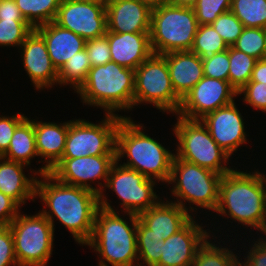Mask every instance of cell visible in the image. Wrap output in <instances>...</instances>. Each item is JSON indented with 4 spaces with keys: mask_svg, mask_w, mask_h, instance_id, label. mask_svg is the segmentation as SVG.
I'll list each match as a JSON object with an SVG mask.
<instances>
[{
    "mask_svg": "<svg viewBox=\"0 0 266 266\" xmlns=\"http://www.w3.org/2000/svg\"><path fill=\"white\" fill-rule=\"evenodd\" d=\"M204 76L229 81V48L222 52L216 53L210 59H202Z\"/></svg>",
    "mask_w": 266,
    "mask_h": 266,
    "instance_id": "obj_38",
    "label": "cell"
},
{
    "mask_svg": "<svg viewBox=\"0 0 266 266\" xmlns=\"http://www.w3.org/2000/svg\"><path fill=\"white\" fill-rule=\"evenodd\" d=\"M54 22L85 40L100 38L107 31L106 4L61 0Z\"/></svg>",
    "mask_w": 266,
    "mask_h": 266,
    "instance_id": "obj_15",
    "label": "cell"
},
{
    "mask_svg": "<svg viewBox=\"0 0 266 266\" xmlns=\"http://www.w3.org/2000/svg\"><path fill=\"white\" fill-rule=\"evenodd\" d=\"M205 227L193 216L180 230L164 240L156 266H192L198 248L210 235L215 234Z\"/></svg>",
    "mask_w": 266,
    "mask_h": 266,
    "instance_id": "obj_17",
    "label": "cell"
},
{
    "mask_svg": "<svg viewBox=\"0 0 266 266\" xmlns=\"http://www.w3.org/2000/svg\"><path fill=\"white\" fill-rule=\"evenodd\" d=\"M243 118L234 101L205 115L200 121L214 141L232 157L241 146H245L243 144L249 143Z\"/></svg>",
    "mask_w": 266,
    "mask_h": 266,
    "instance_id": "obj_16",
    "label": "cell"
},
{
    "mask_svg": "<svg viewBox=\"0 0 266 266\" xmlns=\"http://www.w3.org/2000/svg\"><path fill=\"white\" fill-rule=\"evenodd\" d=\"M35 30L45 40L48 54L57 70L76 53L85 49L84 38L60 27L54 21L38 26Z\"/></svg>",
    "mask_w": 266,
    "mask_h": 266,
    "instance_id": "obj_24",
    "label": "cell"
},
{
    "mask_svg": "<svg viewBox=\"0 0 266 266\" xmlns=\"http://www.w3.org/2000/svg\"><path fill=\"white\" fill-rule=\"evenodd\" d=\"M199 25L212 24L220 15L231 9V0H197L193 5Z\"/></svg>",
    "mask_w": 266,
    "mask_h": 266,
    "instance_id": "obj_36",
    "label": "cell"
},
{
    "mask_svg": "<svg viewBox=\"0 0 266 266\" xmlns=\"http://www.w3.org/2000/svg\"><path fill=\"white\" fill-rule=\"evenodd\" d=\"M228 46H232L242 34L244 25L231 12L220 14L211 24Z\"/></svg>",
    "mask_w": 266,
    "mask_h": 266,
    "instance_id": "obj_37",
    "label": "cell"
},
{
    "mask_svg": "<svg viewBox=\"0 0 266 266\" xmlns=\"http://www.w3.org/2000/svg\"><path fill=\"white\" fill-rule=\"evenodd\" d=\"M222 176L174 155L168 185H172L169 190L171 189V196L176 200L172 198L170 201L180 205L194 217L200 208L205 209V212L209 210L214 213L219 201V184Z\"/></svg>",
    "mask_w": 266,
    "mask_h": 266,
    "instance_id": "obj_6",
    "label": "cell"
},
{
    "mask_svg": "<svg viewBox=\"0 0 266 266\" xmlns=\"http://www.w3.org/2000/svg\"><path fill=\"white\" fill-rule=\"evenodd\" d=\"M135 70L110 61L105 65L91 67L81 87L75 92L83 105L104 110V114L120 115L133 111Z\"/></svg>",
    "mask_w": 266,
    "mask_h": 266,
    "instance_id": "obj_5",
    "label": "cell"
},
{
    "mask_svg": "<svg viewBox=\"0 0 266 266\" xmlns=\"http://www.w3.org/2000/svg\"><path fill=\"white\" fill-rule=\"evenodd\" d=\"M263 60H266V48H265V52H264V55H263Z\"/></svg>",
    "mask_w": 266,
    "mask_h": 266,
    "instance_id": "obj_51",
    "label": "cell"
},
{
    "mask_svg": "<svg viewBox=\"0 0 266 266\" xmlns=\"http://www.w3.org/2000/svg\"><path fill=\"white\" fill-rule=\"evenodd\" d=\"M260 236L257 240L253 238L251 246L248 244L249 250L243 254L246 255L243 261L240 258V266H266V235Z\"/></svg>",
    "mask_w": 266,
    "mask_h": 266,
    "instance_id": "obj_42",
    "label": "cell"
},
{
    "mask_svg": "<svg viewBox=\"0 0 266 266\" xmlns=\"http://www.w3.org/2000/svg\"><path fill=\"white\" fill-rule=\"evenodd\" d=\"M135 122L130 116L122 118L118 124L115 134L116 161L168 186L174 150L165 148L160 141L144 132V124ZM124 157H127L126 162H122L121 158Z\"/></svg>",
    "mask_w": 266,
    "mask_h": 266,
    "instance_id": "obj_3",
    "label": "cell"
},
{
    "mask_svg": "<svg viewBox=\"0 0 266 266\" xmlns=\"http://www.w3.org/2000/svg\"><path fill=\"white\" fill-rule=\"evenodd\" d=\"M18 52L34 90L40 92L57 87L58 70L48 54L45 40L35 29L25 38Z\"/></svg>",
    "mask_w": 266,
    "mask_h": 266,
    "instance_id": "obj_18",
    "label": "cell"
},
{
    "mask_svg": "<svg viewBox=\"0 0 266 266\" xmlns=\"http://www.w3.org/2000/svg\"><path fill=\"white\" fill-rule=\"evenodd\" d=\"M235 167L224 174L219 184V201L216 214L230 218L245 228L256 229V233L266 235V174L259 169L252 172ZM227 217V218H226ZM232 220V222H231ZM254 228V229H253Z\"/></svg>",
    "mask_w": 266,
    "mask_h": 266,
    "instance_id": "obj_2",
    "label": "cell"
},
{
    "mask_svg": "<svg viewBox=\"0 0 266 266\" xmlns=\"http://www.w3.org/2000/svg\"><path fill=\"white\" fill-rule=\"evenodd\" d=\"M156 185H159L157 181L146 178L138 171L124 167L116 161L112 165L103 191L99 195L100 208L113 212L118 210L111 205L112 201L105 194L107 190H112L120 200L121 213L139 215L155 206L163 198H160V195L155 192Z\"/></svg>",
    "mask_w": 266,
    "mask_h": 266,
    "instance_id": "obj_9",
    "label": "cell"
},
{
    "mask_svg": "<svg viewBox=\"0 0 266 266\" xmlns=\"http://www.w3.org/2000/svg\"><path fill=\"white\" fill-rule=\"evenodd\" d=\"M21 208L12 198L0 191V225H9L19 214Z\"/></svg>",
    "mask_w": 266,
    "mask_h": 266,
    "instance_id": "obj_44",
    "label": "cell"
},
{
    "mask_svg": "<svg viewBox=\"0 0 266 266\" xmlns=\"http://www.w3.org/2000/svg\"><path fill=\"white\" fill-rule=\"evenodd\" d=\"M232 47L257 60H262L266 48V29L244 27Z\"/></svg>",
    "mask_w": 266,
    "mask_h": 266,
    "instance_id": "obj_34",
    "label": "cell"
},
{
    "mask_svg": "<svg viewBox=\"0 0 266 266\" xmlns=\"http://www.w3.org/2000/svg\"><path fill=\"white\" fill-rule=\"evenodd\" d=\"M18 266L9 225H0V266Z\"/></svg>",
    "mask_w": 266,
    "mask_h": 266,
    "instance_id": "obj_43",
    "label": "cell"
},
{
    "mask_svg": "<svg viewBox=\"0 0 266 266\" xmlns=\"http://www.w3.org/2000/svg\"><path fill=\"white\" fill-rule=\"evenodd\" d=\"M22 213L9 224L18 266L49 264L54 248L53 226L40 211L35 215Z\"/></svg>",
    "mask_w": 266,
    "mask_h": 266,
    "instance_id": "obj_11",
    "label": "cell"
},
{
    "mask_svg": "<svg viewBox=\"0 0 266 266\" xmlns=\"http://www.w3.org/2000/svg\"><path fill=\"white\" fill-rule=\"evenodd\" d=\"M175 93L182 99L203 77L202 59L191 51L164 54Z\"/></svg>",
    "mask_w": 266,
    "mask_h": 266,
    "instance_id": "obj_25",
    "label": "cell"
},
{
    "mask_svg": "<svg viewBox=\"0 0 266 266\" xmlns=\"http://www.w3.org/2000/svg\"><path fill=\"white\" fill-rule=\"evenodd\" d=\"M32 266H48V263L47 264L32 265Z\"/></svg>",
    "mask_w": 266,
    "mask_h": 266,
    "instance_id": "obj_50",
    "label": "cell"
},
{
    "mask_svg": "<svg viewBox=\"0 0 266 266\" xmlns=\"http://www.w3.org/2000/svg\"><path fill=\"white\" fill-rule=\"evenodd\" d=\"M97 123L86 119L69 120L62 158L116 155L115 134L122 116L105 114Z\"/></svg>",
    "mask_w": 266,
    "mask_h": 266,
    "instance_id": "obj_12",
    "label": "cell"
},
{
    "mask_svg": "<svg viewBox=\"0 0 266 266\" xmlns=\"http://www.w3.org/2000/svg\"><path fill=\"white\" fill-rule=\"evenodd\" d=\"M242 98L243 102L254 108L266 113V84L261 82H248L241 90L238 91V96Z\"/></svg>",
    "mask_w": 266,
    "mask_h": 266,
    "instance_id": "obj_39",
    "label": "cell"
},
{
    "mask_svg": "<svg viewBox=\"0 0 266 266\" xmlns=\"http://www.w3.org/2000/svg\"><path fill=\"white\" fill-rule=\"evenodd\" d=\"M33 29L26 20H0V47L18 49Z\"/></svg>",
    "mask_w": 266,
    "mask_h": 266,
    "instance_id": "obj_35",
    "label": "cell"
},
{
    "mask_svg": "<svg viewBox=\"0 0 266 266\" xmlns=\"http://www.w3.org/2000/svg\"><path fill=\"white\" fill-rule=\"evenodd\" d=\"M229 61V82L239 91L250 81L257 59L229 46Z\"/></svg>",
    "mask_w": 266,
    "mask_h": 266,
    "instance_id": "obj_33",
    "label": "cell"
},
{
    "mask_svg": "<svg viewBox=\"0 0 266 266\" xmlns=\"http://www.w3.org/2000/svg\"><path fill=\"white\" fill-rule=\"evenodd\" d=\"M153 5L149 0H108L107 30L115 33L150 32Z\"/></svg>",
    "mask_w": 266,
    "mask_h": 266,
    "instance_id": "obj_19",
    "label": "cell"
},
{
    "mask_svg": "<svg viewBox=\"0 0 266 266\" xmlns=\"http://www.w3.org/2000/svg\"><path fill=\"white\" fill-rule=\"evenodd\" d=\"M197 0H164V2L176 5L192 6Z\"/></svg>",
    "mask_w": 266,
    "mask_h": 266,
    "instance_id": "obj_47",
    "label": "cell"
},
{
    "mask_svg": "<svg viewBox=\"0 0 266 266\" xmlns=\"http://www.w3.org/2000/svg\"><path fill=\"white\" fill-rule=\"evenodd\" d=\"M249 82H261L266 84V60H257Z\"/></svg>",
    "mask_w": 266,
    "mask_h": 266,
    "instance_id": "obj_46",
    "label": "cell"
},
{
    "mask_svg": "<svg viewBox=\"0 0 266 266\" xmlns=\"http://www.w3.org/2000/svg\"><path fill=\"white\" fill-rule=\"evenodd\" d=\"M169 200L167 197L161 199L155 206L137 215L150 229V233L160 237V240H166L175 234L193 217L180 205Z\"/></svg>",
    "mask_w": 266,
    "mask_h": 266,
    "instance_id": "obj_23",
    "label": "cell"
},
{
    "mask_svg": "<svg viewBox=\"0 0 266 266\" xmlns=\"http://www.w3.org/2000/svg\"><path fill=\"white\" fill-rule=\"evenodd\" d=\"M181 98L175 93L164 55L152 54L135 70L133 109L151 104L162 112L176 115Z\"/></svg>",
    "mask_w": 266,
    "mask_h": 266,
    "instance_id": "obj_10",
    "label": "cell"
},
{
    "mask_svg": "<svg viewBox=\"0 0 266 266\" xmlns=\"http://www.w3.org/2000/svg\"><path fill=\"white\" fill-rule=\"evenodd\" d=\"M238 91L229 81L204 76L185 96L176 115L200 120L205 115L235 101Z\"/></svg>",
    "mask_w": 266,
    "mask_h": 266,
    "instance_id": "obj_14",
    "label": "cell"
},
{
    "mask_svg": "<svg viewBox=\"0 0 266 266\" xmlns=\"http://www.w3.org/2000/svg\"><path fill=\"white\" fill-rule=\"evenodd\" d=\"M119 212L99 208L96 213L93 234L85 246L98 253V266H138V216Z\"/></svg>",
    "mask_w": 266,
    "mask_h": 266,
    "instance_id": "obj_4",
    "label": "cell"
},
{
    "mask_svg": "<svg viewBox=\"0 0 266 266\" xmlns=\"http://www.w3.org/2000/svg\"><path fill=\"white\" fill-rule=\"evenodd\" d=\"M150 233L139 219L137 223V251L138 266H156L161 257L162 244L164 240Z\"/></svg>",
    "mask_w": 266,
    "mask_h": 266,
    "instance_id": "obj_30",
    "label": "cell"
},
{
    "mask_svg": "<svg viewBox=\"0 0 266 266\" xmlns=\"http://www.w3.org/2000/svg\"><path fill=\"white\" fill-rule=\"evenodd\" d=\"M199 24L192 6L154 3L151 13L150 43L154 54L190 51Z\"/></svg>",
    "mask_w": 266,
    "mask_h": 266,
    "instance_id": "obj_7",
    "label": "cell"
},
{
    "mask_svg": "<svg viewBox=\"0 0 266 266\" xmlns=\"http://www.w3.org/2000/svg\"><path fill=\"white\" fill-rule=\"evenodd\" d=\"M85 49L92 67L105 65L112 61L110 47L106 36L86 40Z\"/></svg>",
    "mask_w": 266,
    "mask_h": 266,
    "instance_id": "obj_40",
    "label": "cell"
},
{
    "mask_svg": "<svg viewBox=\"0 0 266 266\" xmlns=\"http://www.w3.org/2000/svg\"><path fill=\"white\" fill-rule=\"evenodd\" d=\"M230 11L244 27L266 29V0H231Z\"/></svg>",
    "mask_w": 266,
    "mask_h": 266,
    "instance_id": "obj_31",
    "label": "cell"
},
{
    "mask_svg": "<svg viewBox=\"0 0 266 266\" xmlns=\"http://www.w3.org/2000/svg\"><path fill=\"white\" fill-rule=\"evenodd\" d=\"M115 162L116 155L62 158L49 173L64 184L82 187L100 195Z\"/></svg>",
    "mask_w": 266,
    "mask_h": 266,
    "instance_id": "obj_13",
    "label": "cell"
},
{
    "mask_svg": "<svg viewBox=\"0 0 266 266\" xmlns=\"http://www.w3.org/2000/svg\"><path fill=\"white\" fill-rule=\"evenodd\" d=\"M213 237L219 239L216 234L214 236L210 235L198 248L192 266H240L239 258L242 254L233 251L236 250L238 246L236 245V248L230 249L228 247L229 243L226 244L225 241H222V243L226 245L223 247L220 244L221 241H215Z\"/></svg>",
    "mask_w": 266,
    "mask_h": 266,
    "instance_id": "obj_27",
    "label": "cell"
},
{
    "mask_svg": "<svg viewBox=\"0 0 266 266\" xmlns=\"http://www.w3.org/2000/svg\"><path fill=\"white\" fill-rule=\"evenodd\" d=\"M7 160L31 166L38 157L35 143L34 119L26 118L14 131L7 151L1 156Z\"/></svg>",
    "mask_w": 266,
    "mask_h": 266,
    "instance_id": "obj_26",
    "label": "cell"
},
{
    "mask_svg": "<svg viewBox=\"0 0 266 266\" xmlns=\"http://www.w3.org/2000/svg\"><path fill=\"white\" fill-rule=\"evenodd\" d=\"M35 198H40L43 203L39 211L51 223L54 232V220H58L79 245L85 246L90 241L96 213L100 208L98 194L64 184L46 173L37 177Z\"/></svg>",
    "mask_w": 266,
    "mask_h": 266,
    "instance_id": "obj_1",
    "label": "cell"
},
{
    "mask_svg": "<svg viewBox=\"0 0 266 266\" xmlns=\"http://www.w3.org/2000/svg\"><path fill=\"white\" fill-rule=\"evenodd\" d=\"M78 1H84V2H92V3H103L106 4L108 0H78Z\"/></svg>",
    "mask_w": 266,
    "mask_h": 266,
    "instance_id": "obj_48",
    "label": "cell"
},
{
    "mask_svg": "<svg viewBox=\"0 0 266 266\" xmlns=\"http://www.w3.org/2000/svg\"><path fill=\"white\" fill-rule=\"evenodd\" d=\"M175 117L177 121L172 125V131L178 141L175 150L178 158L221 175L234 169L235 166L229 165L232 164L231 156L214 141L200 120Z\"/></svg>",
    "mask_w": 266,
    "mask_h": 266,
    "instance_id": "obj_8",
    "label": "cell"
},
{
    "mask_svg": "<svg viewBox=\"0 0 266 266\" xmlns=\"http://www.w3.org/2000/svg\"><path fill=\"white\" fill-rule=\"evenodd\" d=\"M92 65L86 49L76 53L58 70V86H69L74 93L85 82Z\"/></svg>",
    "mask_w": 266,
    "mask_h": 266,
    "instance_id": "obj_29",
    "label": "cell"
},
{
    "mask_svg": "<svg viewBox=\"0 0 266 266\" xmlns=\"http://www.w3.org/2000/svg\"><path fill=\"white\" fill-rule=\"evenodd\" d=\"M229 46L222 37L209 25H199L194 37L191 52L197 54L201 59H210L216 53L227 50Z\"/></svg>",
    "mask_w": 266,
    "mask_h": 266,
    "instance_id": "obj_32",
    "label": "cell"
},
{
    "mask_svg": "<svg viewBox=\"0 0 266 266\" xmlns=\"http://www.w3.org/2000/svg\"><path fill=\"white\" fill-rule=\"evenodd\" d=\"M111 60L136 70L152 54L150 32L115 33L106 31Z\"/></svg>",
    "mask_w": 266,
    "mask_h": 266,
    "instance_id": "obj_21",
    "label": "cell"
},
{
    "mask_svg": "<svg viewBox=\"0 0 266 266\" xmlns=\"http://www.w3.org/2000/svg\"><path fill=\"white\" fill-rule=\"evenodd\" d=\"M27 118L21 112L14 115H0V157L7 151L15 129Z\"/></svg>",
    "mask_w": 266,
    "mask_h": 266,
    "instance_id": "obj_41",
    "label": "cell"
},
{
    "mask_svg": "<svg viewBox=\"0 0 266 266\" xmlns=\"http://www.w3.org/2000/svg\"><path fill=\"white\" fill-rule=\"evenodd\" d=\"M27 168L29 167L23 163L0 157V191L12 198L20 207L28 200H36L37 169L30 168L29 171L32 173L26 176L24 171Z\"/></svg>",
    "mask_w": 266,
    "mask_h": 266,
    "instance_id": "obj_22",
    "label": "cell"
},
{
    "mask_svg": "<svg viewBox=\"0 0 266 266\" xmlns=\"http://www.w3.org/2000/svg\"><path fill=\"white\" fill-rule=\"evenodd\" d=\"M22 16L35 29L55 20L61 0H15Z\"/></svg>",
    "mask_w": 266,
    "mask_h": 266,
    "instance_id": "obj_28",
    "label": "cell"
},
{
    "mask_svg": "<svg viewBox=\"0 0 266 266\" xmlns=\"http://www.w3.org/2000/svg\"><path fill=\"white\" fill-rule=\"evenodd\" d=\"M149 1H151V2H153V3L164 2V0H149Z\"/></svg>",
    "mask_w": 266,
    "mask_h": 266,
    "instance_id": "obj_49",
    "label": "cell"
},
{
    "mask_svg": "<svg viewBox=\"0 0 266 266\" xmlns=\"http://www.w3.org/2000/svg\"><path fill=\"white\" fill-rule=\"evenodd\" d=\"M0 20H25L15 0H0Z\"/></svg>",
    "mask_w": 266,
    "mask_h": 266,
    "instance_id": "obj_45",
    "label": "cell"
},
{
    "mask_svg": "<svg viewBox=\"0 0 266 266\" xmlns=\"http://www.w3.org/2000/svg\"><path fill=\"white\" fill-rule=\"evenodd\" d=\"M34 119V132L38 161L42 167L36 170L38 175L49 171L62 159L68 134L69 121L57 124V122H43ZM44 160H39V158ZM46 163V164H44ZM44 165V166H43Z\"/></svg>",
    "mask_w": 266,
    "mask_h": 266,
    "instance_id": "obj_20",
    "label": "cell"
}]
</instances>
